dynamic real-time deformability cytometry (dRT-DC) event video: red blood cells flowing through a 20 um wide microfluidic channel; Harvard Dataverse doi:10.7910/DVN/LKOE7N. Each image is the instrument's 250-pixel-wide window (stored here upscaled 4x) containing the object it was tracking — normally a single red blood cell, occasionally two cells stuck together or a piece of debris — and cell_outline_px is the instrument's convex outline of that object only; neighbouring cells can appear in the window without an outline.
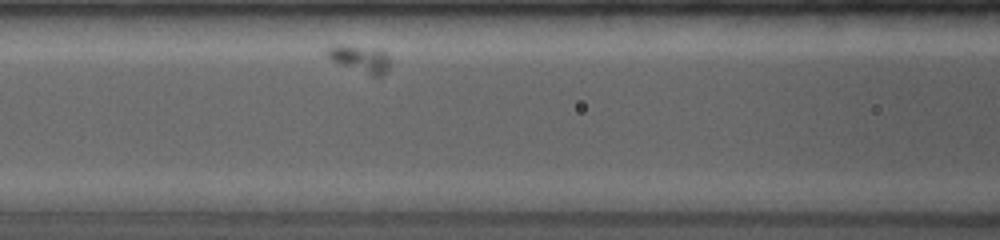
{"species": "common noctule bat (a hibernating species)", "species_latin": "Nyctalus noctula", "temperature_condition": "room temperature", "stored_images_in_passage": 9, "camera_frame_rate_fps": 4000, "um_per_image_px": 0.085, "animal": {"sex": "female", "body_mass_g": 19.0, "forearm_length_mm": 53.3}, "frame": {"image": 1, "passage_image": 3, "time_ms": 1.75, "image_size_px": [1000, 240], "cell_outline_px": [[392, 64], [388, 72], [384, 76], [372, 76], [340, 64], [332, 60], [328, 56], [328, 48], [340, 44], [344, 44], [380, 48], [388, 56]], "centroid_in_image_um": [30.72, 5.0], "position_along_channel_um": 135.9, "area_um2": 10.17}}